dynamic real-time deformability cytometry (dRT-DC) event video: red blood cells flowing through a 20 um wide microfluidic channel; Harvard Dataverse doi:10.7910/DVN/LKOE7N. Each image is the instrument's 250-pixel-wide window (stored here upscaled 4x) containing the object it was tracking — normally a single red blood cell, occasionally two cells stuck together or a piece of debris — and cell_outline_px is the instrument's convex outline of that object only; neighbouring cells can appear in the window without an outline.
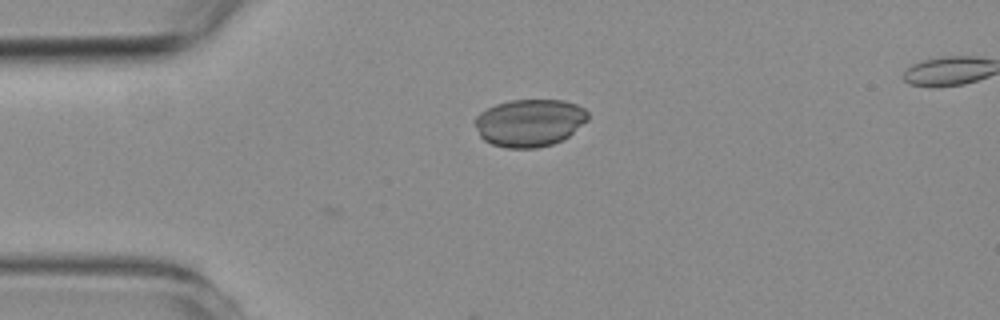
{"species": "common noctule bat (a hibernating species)", "species_latin": "Nyctalus noctula", "temperature_condition": "room temperature", "stored_images_in_passage": 46, "camera_frame_rate_fps": 3000, "um_per_image_px": 0.085, "animal": {"sex": "female", "body_mass_g": 19.3, "forearm_length_mm": 54.1}, "frame": {"image": 1, "passage_image": 1, "time_ms": 0.0, "image_size_px": [1000, 320], "cell_outline_px": [[588, 120], [564, 140], [552, 144], [536, 148], [504, 148], [492, 144], [484, 140], [480, 136], [472, 120], [480, 112], [496, 104], [512, 100], [564, 100], [576, 104], [584, 108], [588, 112]], "centroid_in_image_um": [45.01, 10.44], "position_along_channel_um": 40.0, "area_um2": 31.5}}
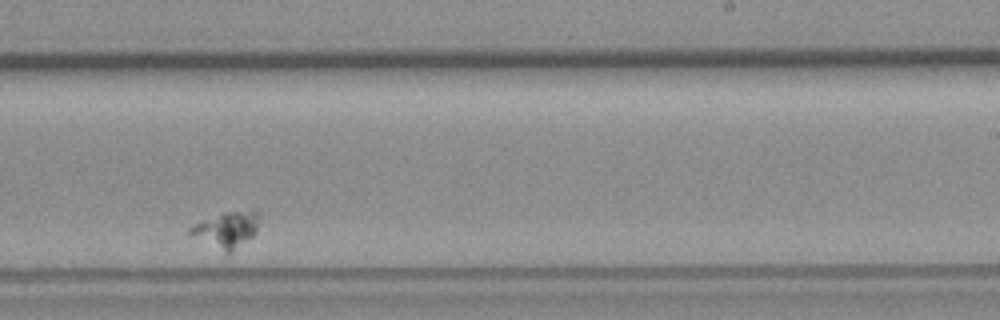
{"frame": {"image": 2, "passage_image": 26, "time_ms": 8.333, "image_size_px": [1000, 320], "cell_outline_px": [[260, 216], [256, 232], [252, 236], [228, 256], [188, 236], [188, 228], [192, 224], [224, 212], [252, 208], [256, 208], [260, 212]], "centroid_in_image_um": [19.24, 19.53], "position_along_channel_um": 269.8, "area_um2": 15.49}}
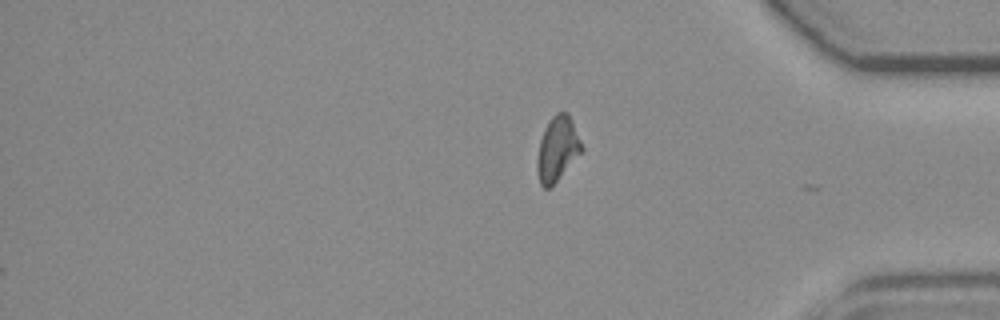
{"frame": {"image": 3, "passage_image": 46, "time_ms": 15.0, "image_size_px": [1000, 320], "cell_outline_px": [[584, 148], [556, 180], [548, 188], [544, 188], [540, 184], [536, 172], [536, 160], [540, 140], [544, 128], [548, 120], [556, 112], [568, 112]], "centroid_in_image_um": [47.34, 12.61], "position_along_channel_um": 387.9, "area_um2": 16.53}}